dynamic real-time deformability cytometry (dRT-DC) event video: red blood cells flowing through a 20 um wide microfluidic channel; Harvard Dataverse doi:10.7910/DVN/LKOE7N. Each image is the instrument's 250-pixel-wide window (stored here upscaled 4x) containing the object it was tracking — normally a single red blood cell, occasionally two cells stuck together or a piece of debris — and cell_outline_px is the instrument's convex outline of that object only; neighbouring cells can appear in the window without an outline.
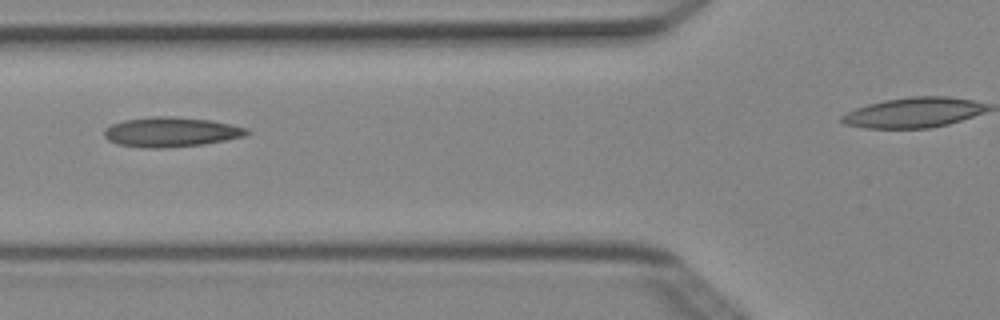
{"species": "Egyptian fruit bat (a non-hibernating species)", "species_latin": "Rousettus aegyptiacus", "temperature_condition": "cold", "stored_images_in_passage": 5, "segment_of_instrument_passage": [1, 2], "camera_frame_rate_fps": 3000, "um_per_image_px": 0.085, "animal": {"sex": "female"}, "frame": {"image": 1, "passage_image": 4, "time_ms": 1.0, "image_size_px": [1000, 320], "cell_outline_px": [[252, 132], [244, 136], [228, 140], [204, 144], [164, 148], [144, 148], [116, 144], [108, 140], [104, 136], [104, 128], [112, 124], [124, 120], [152, 116], [172, 116], [212, 120], [248, 128]], "centroid_in_image_um": [14.54, 11.22], "position_along_channel_um": 111.3, "area_um2": 25.03}}